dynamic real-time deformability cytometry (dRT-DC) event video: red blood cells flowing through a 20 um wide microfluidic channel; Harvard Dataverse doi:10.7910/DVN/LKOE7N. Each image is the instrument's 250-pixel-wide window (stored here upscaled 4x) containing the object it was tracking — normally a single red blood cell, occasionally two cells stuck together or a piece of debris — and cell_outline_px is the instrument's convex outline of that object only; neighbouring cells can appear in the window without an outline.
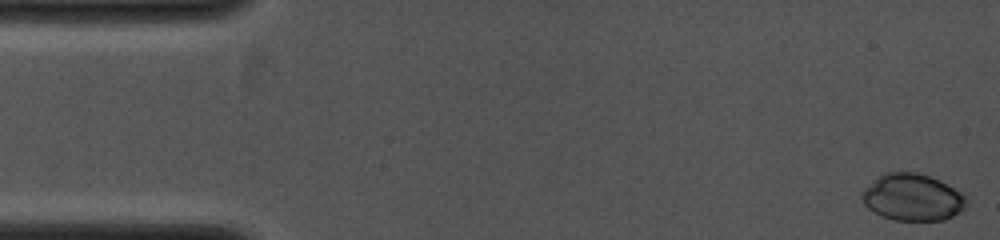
{"species": "common noctule bat (a hibernating species)", "species_latin": "Nyctalus noctula", "temperature_condition": "cold", "stored_images_in_passage": 37, "camera_frame_rate_fps": 4000, "um_per_image_px": 0.085, "animal": {"sex": "female", "body_mass_g": 19.0, "forearm_length_mm": 53.3}, "frame": {"image": 1, "passage_image": 1, "time_ms": 0.0, "image_size_px": [1000, 240], "cell_outline_px": [[968, 204], [960, 212], [944, 220], [892, 220], [880, 216], [868, 208], [864, 204], [860, 196], [860, 192], [864, 188], [884, 172], [916, 172], [940, 180], [964, 192], [968, 200]], "centroid_in_image_um": [77.58, 16.77], "position_along_channel_um": 7.4, "area_um2": 28.96}}
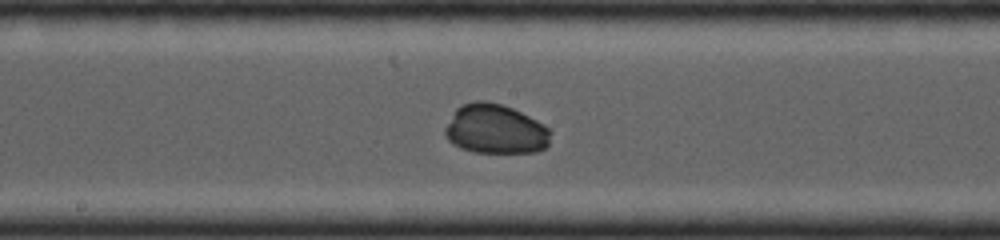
{"frame": {"image": 2, "passage_image": 23, "time_ms": 5.5, "image_size_px": [1000, 240], "cell_outline_px": [[552, 132], [548, 144], [544, 148], [536, 152], [476, 152], [460, 148], [452, 144], [448, 140], [444, 132], [444, 128], [452, 112], [460, 104], [476, 100], [484, 100], [500, 104], [512, 108], [544, 124]], "centroid_in_image_um": [42.07, 10.97], "position_along_channel_um": 206.1, "area_um2": 30.63}}
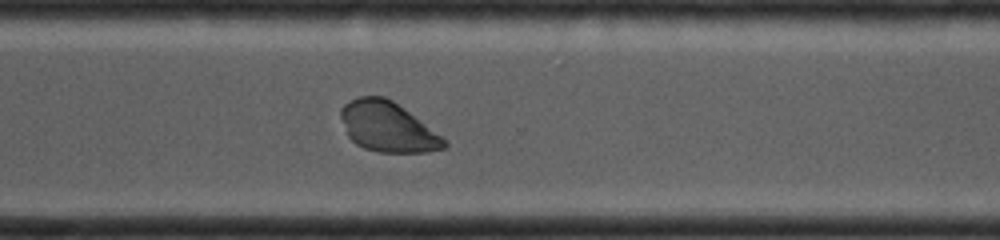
{"frame": {"image": 3, "passage_image": 32, "time_ms": 7.75, "image_size_px": [1000, 240], "cell_outline_px": [[448, 148], [428, 152], [380, 152], [364, 148], [356, 144], [348, 136], [340, 116], [340, 108], [344, 104], [360, 96], [384, 96], [392, 100], [404, 108], [448, 140]], "centroid_in_image_um": [32.98, 10.79], "position_along_channel_um": 337.6, "area_um2": 30.17}}